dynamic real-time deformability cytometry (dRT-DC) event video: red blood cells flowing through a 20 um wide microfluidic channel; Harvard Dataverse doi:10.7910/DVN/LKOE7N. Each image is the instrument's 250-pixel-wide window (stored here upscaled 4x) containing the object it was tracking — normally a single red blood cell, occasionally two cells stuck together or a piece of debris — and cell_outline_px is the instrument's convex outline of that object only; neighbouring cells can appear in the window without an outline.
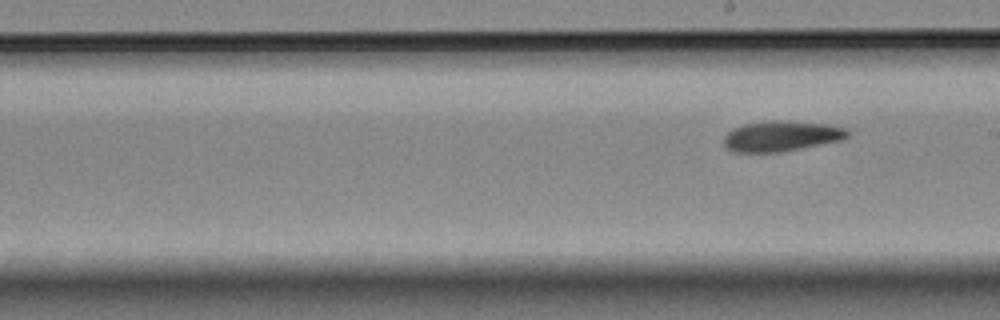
{"species": "Egyptian fruit bat (a non-hibernating species)", "species_latin": "Rousettus aegyptiacus", "temperature_condition": "room temperature", "stored_images_in_passage": 10, "segment_of_instrument_passage": [2, 2], "camera_frame_rate_fps": 3000, "um_per_image_px": 0.085, "animal": {"sex": "female"}, "frame": {"image": 1, "passage_image": 10, "time_ms": 11.333, "image_size_px": [1000, 320], "cell_outline_px": [[848, 136], [840, 140], [780, 152], [736, 152], [728, 148], [724, 144], [724, 136], [732, 128], [744, 124], [772, 120], [784, 120], [828, 124], [848, 128]], "centroid_in_image_um": [66.41, 11.55], "position_along_channel_um": 222.6, "area_um2": 21.85}}